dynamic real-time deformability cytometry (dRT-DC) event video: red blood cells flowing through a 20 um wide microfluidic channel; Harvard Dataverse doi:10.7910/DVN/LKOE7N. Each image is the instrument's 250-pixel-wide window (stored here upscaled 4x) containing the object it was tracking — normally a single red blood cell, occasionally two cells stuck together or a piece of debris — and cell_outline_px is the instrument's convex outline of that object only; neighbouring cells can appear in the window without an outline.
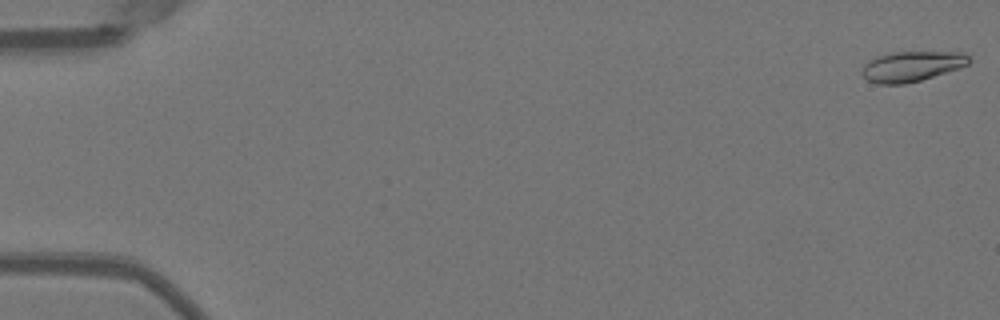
{"species": "Egyptian fruit bat (a non-hibernating species)", "species_latin": "Rousettus aegyptiacus", "temperature_condition": "warm", "stored_images_in_passage": 52, "camera_frame_rate_fps": 3000, "um_per_image_px": 0.085, "animal": {"sex": "female"}, "frame": {"image": 1, "passage_image": 1, "time_ms": 0.0, "image_size_px": [1000, 320], "cell_outline_px": [[972, 60], [968, 64], [960, 68], [920, 80], [904, 84], [876, 84], [868, 80], [860, 72], [864, 64], [868, 60], [876, 56], [892, 52], [964, 52]], "centroid_in_image_um": [77.48, 5.63], "position_along_channel_um": 7.5, "area_um2": 18.96}}
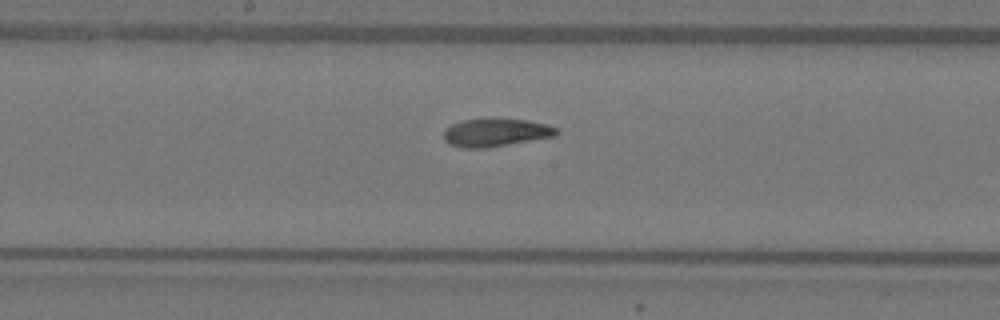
{"frame": {"image": 2, "passage_image": 28, "time_ms": 9.0, "image_size_px": [1000, 320], "cell_outline_px": [[560, 132], [556, 136], [484, 148], [464, 148], [448, 144], [444, 140], [444, 128], [460, 120], [528, 120], [548, 124], [556, 128]], "centroid_in_image_um": [42.13, 11.28], "position_along_channel_um": 206.1, "area_um2": 18.15}}
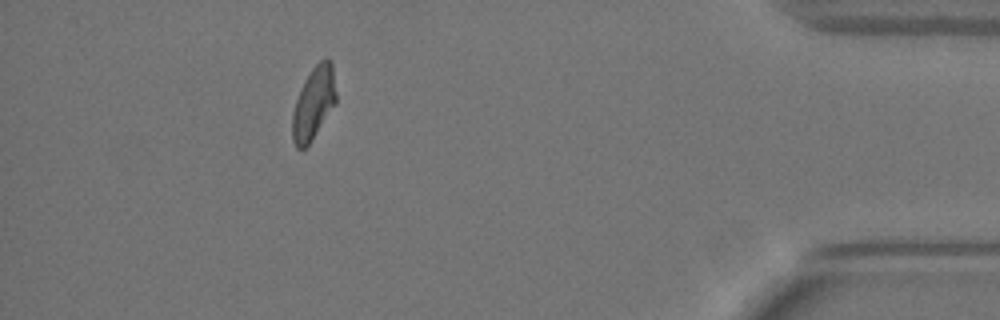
{"frame": {"image": 3, "passage_image": 47, "time_ms": 15.333, "image_size_px": [1000, 320], "cell_outline_px": [[336, 104], [312, 140], [304, 148], [296, 148], [292, 140], [292, 112], [300, 88], [304, 80], [312, 68], [324, 56], [328, 56], [332, 60], [336, 92]], "centroid_in_image_um": [26.67, 8.73], "position_along_channel_um": 408.5, "area_um2": 18.84}, "authors_computed_cell_mechanics": {"area_um2": 18.8428, "velocity_mm_per_s": 3.9931, "shape_relaxation_time_tau1_ms": 6.5779, "shape_relaxation_time_tau2_ms": 0.8379, "deformation_change_tau1": 0.2077, "deformation_change_tau2": 0.0673}}